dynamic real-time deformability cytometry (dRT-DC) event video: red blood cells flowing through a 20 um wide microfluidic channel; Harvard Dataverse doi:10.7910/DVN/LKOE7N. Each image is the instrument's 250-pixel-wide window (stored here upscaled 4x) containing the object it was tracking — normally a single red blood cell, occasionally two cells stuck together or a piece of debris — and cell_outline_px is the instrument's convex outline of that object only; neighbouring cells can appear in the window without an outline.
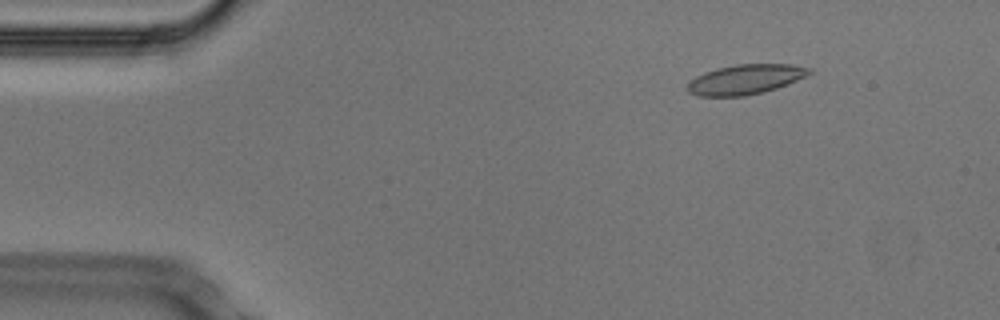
{"species": "Egyptian fruit bat (a non-hibernating species)", "species_latin": "Rousettus aegyptiacus", "temperature_condition": "cold", "stored_images_in_passage": 53, "camera_frame_rate_fps": 3000, "um_per_image_px": 0.085, "animal": {"sex": "male"}, "frame": {"image": 1, "passage_image": 7, "time_ms": 2.0, "image_size_px": [1000, 320], "cell_outline_px": [[812, 72], [808, 76], [788, 84], [776, 88], [744, 96], [696, 96], [688, 92], [688, 80], [704, 72], [716, 68], [736, 64], [792, 64], [812, 68]], "centroid_in_image_um": [63.36, 6.74], "position_along_channel_um": 21.6, "area_um2": 21.33}}
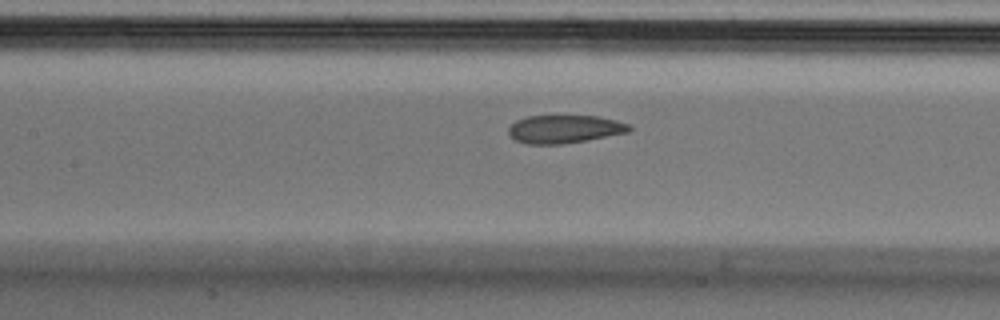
{"frame": {"image": 2, "passage_image": 24, "time_ms": 7.667, "image_size_px": [1000, 320], "cell_outline_px": [[632, 128], [628, 132], [588, 140], [564, 144], [528, 144], [516, 140], [508, 136], [508, 128], [516, 120], [528, 116], [596, 116], [616, 120], [628, 124]], "centroid_in_image_um": [47.96, 10.98], "position_along_channel_um": 159.4, "area_um2": 19.77}}
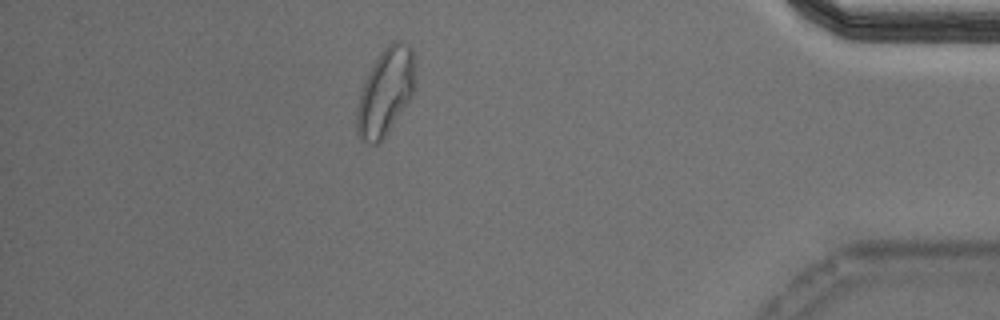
{"frame": {"image": 3, "passage_image": 47, "time_ms": 15.333, "image_size_px": [1000, 320], "cell_outline_px": [[416, 88], [412, 96], [388, 132], [376, 144], [372, 144], [360, 140], [356, 132], [356, 112], [360, 92], [364, 80], [368, 72], [380, 52], [392, 40], [400, 40], [408, 44], [412, 48], [416, 56]], "centroid_in_image_um": [32.8, 7.75], "position_along_channel_um": 402.4, "area_um2": 30.23}, "authors_computed_cell_mechanics": {"area_um2": 21.3282, "velocity_mm_per_s": 3.7375, "shape_relaxation_time_tau1_ms": 5.8939, "shape_relaxation_time_tau2_ms": 2.0401, "deformation_change_tau1": 0.1296, "deformation_change_tau2": 0.0543}}